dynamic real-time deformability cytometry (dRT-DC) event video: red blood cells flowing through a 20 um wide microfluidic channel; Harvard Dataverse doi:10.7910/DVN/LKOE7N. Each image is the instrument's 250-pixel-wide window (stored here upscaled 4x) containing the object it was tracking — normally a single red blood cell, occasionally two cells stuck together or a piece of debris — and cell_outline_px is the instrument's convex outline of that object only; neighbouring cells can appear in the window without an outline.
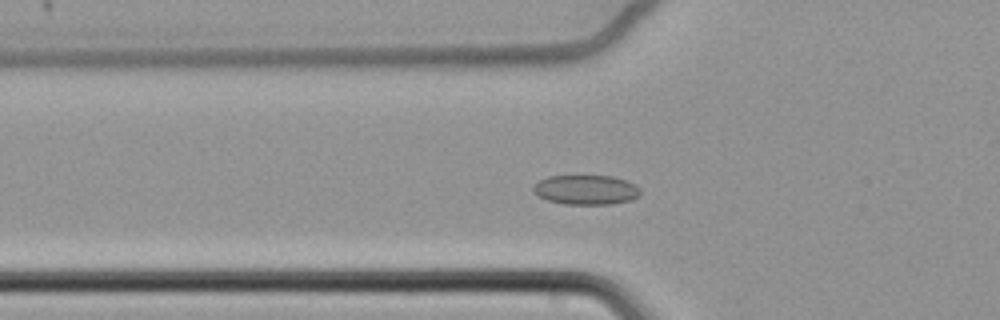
{"species": "common noctule bat (a hibernating species)", "species_latin": "Nyctalus noctula", "temperature_condition": "cold", "stored_images_in_passage": 64, "camera_frame_rate_fps": 3000, "um_per_image_px": 0.085, "animal": {"sex": "female", "body_mass_g": 22.7, "forearm_length_mm": 54.2}, "frame": {"image": 1, "passage_image": 23, "time_ms": 7.333, "image_size_px": [1000, 320], "cell_outline_px": [[640, 196], [632, 200], [612, 204], [564, 204], [548, 200], [536, 196], [532, 192], [532, 188], [540, 180], [548, 176], [612, 176], [636, 184], [640, 188]], "centroid_in_image_um": [49.82, 16.14], "position_along_channel_um": 76.0, "area_um2": 18.61}}
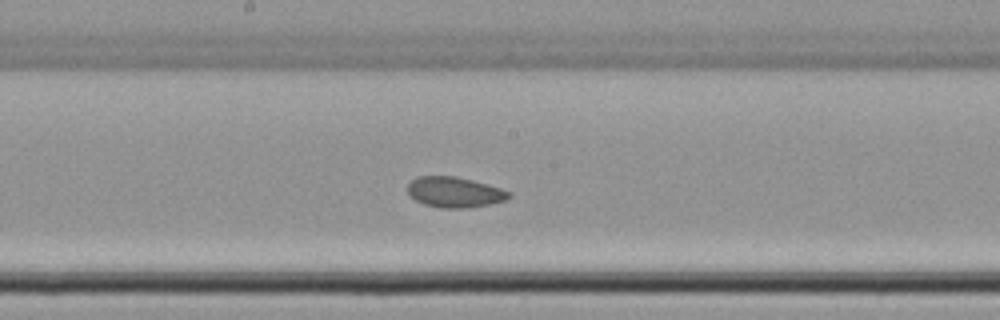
{"frame": {"image": 2, "passage_image": 35, "time_ms": 11.333, "image_size_px": [1000, 320], "cell_outline_px": [[512, 196], [508, 200], [468, 208], [440, 208], [424, 204], [416, 200], [408, 192], [408, 184], [416, 176], [456, 176], [488, 184], [512, 192]], "centroid_in_image_um": [38.67, 16.33], "position_along_channel_um": 209.5, "area_um2": 18.09}}
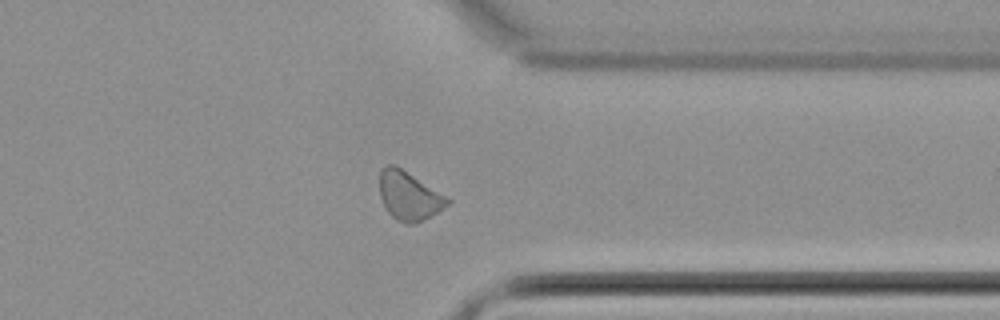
{"frame": {"image": 3, "passage_image": 50, "time_ms": 16.333, "image_size_px": [1000, 320], "cell_outline_px": [[452, 200], [444, 208], [416, 224], [408, 224], [396, 220], [384, 208], [380, 196], [380, 172], [388, 164], [396, 164], [448, 196]], "centroid_in_image_um": [34.78, 16.64], "position_along_channel_um": 376.6, "area_um2": 19.54}, "authors_computed_cell_mechanics": {"area_um2": 19.2474, "velocity_mm_per_s": 3.3762, "shape_relaxation_time_tau1_ms": null, "shape_relaxation_time_tau2_ms": 2.4939, "deformation_change_tau1": null, "deformation_change_tau2": 0.0741}}